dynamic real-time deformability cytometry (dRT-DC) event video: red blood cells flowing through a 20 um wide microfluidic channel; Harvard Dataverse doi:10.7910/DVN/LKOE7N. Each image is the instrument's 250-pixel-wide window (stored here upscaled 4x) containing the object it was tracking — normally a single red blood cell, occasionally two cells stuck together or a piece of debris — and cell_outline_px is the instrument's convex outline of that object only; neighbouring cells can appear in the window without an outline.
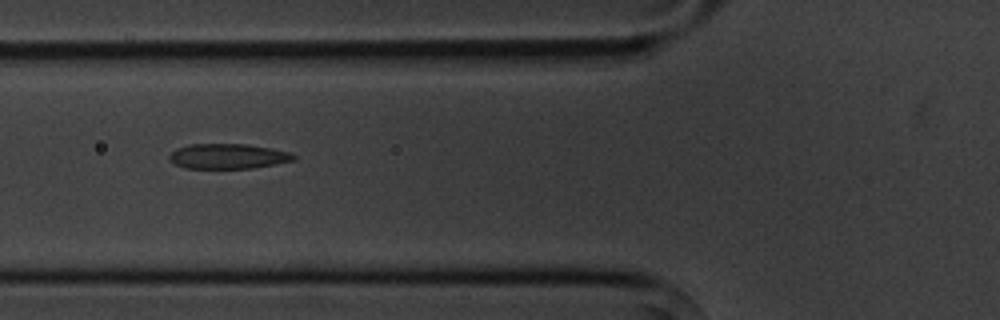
{"species": "common noctule bat (a hibernating species)", "species_latin": "Nyctalus noctula", "temperature_condition": "cold", "stored_images_in_passage": 15, "segment_of_instrument_passage": [1, 2], "camera_frame_rate_fps": 3000, "um_per_image_px": 0.085, "animal": {"sex": "male", "body_mass_g": 20.1, "forearm_length_mm": 53.5}, "frame": {"image": 1, "passage_image": 5, "time_ms": 5.333, "image_size_px": [1000, 320], "cell_outline_px": [[296, 160], [252, 168], [184, 168], [168, 160], [168, 156], [176, 148], [188, 144], [248, 144], [272, 148], [288, 152], [296, 156]], "centroid_in_image_um": [19.35, 13.27], "position_along_channel_um": 106.4, "area_um2": 18.21}}
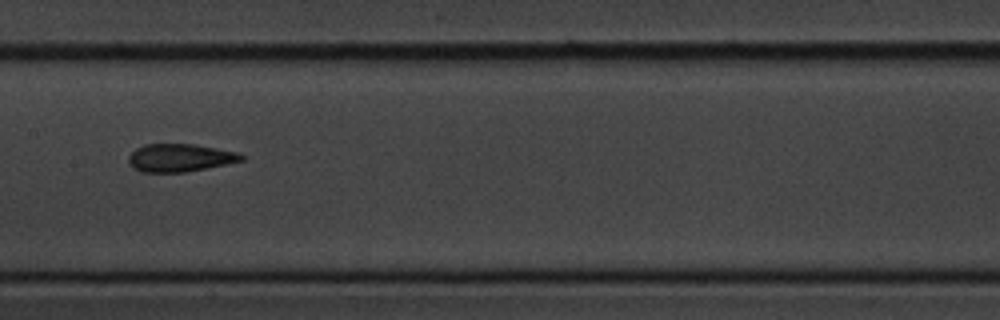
{"frame": {"image": 2, "passage_image": 7, "time_ms": 7.667, "image_size_px": [1000, 320], "cell_outline_px": [[244, 160], [184, 172], [140, 172], [132, 168], [128, 164], [128, 156], [136, 148], [144, 144], [192, 144], [240, 152], [244, 156]], "centroid_in_image_um": [15.25, 13.41], "position_along_channel_um": 192.2, "area_um2": 18.32}}
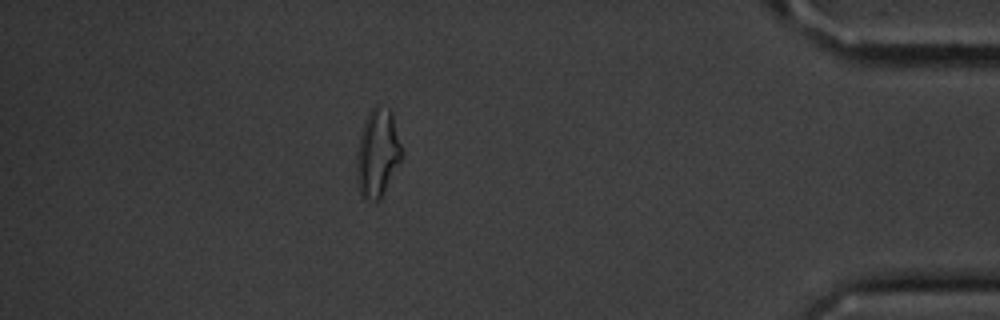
{"frame": {"image": 3, "passage_image": 13, "time_ms": 14.667, "image_size_px": [1000, 320], "cell_outline_px": [[404, 152], [380, 200], [368, 200], [360, 196], [356, 180], [356, 152], [364, 120], [368, 112], [376, 104], [380, 104], [388, 108], [392, 112]], "centroid_in_image_um": [32.08, 12.99], "position_along_channel_um": 403.1, "area_um2": 23.52}}